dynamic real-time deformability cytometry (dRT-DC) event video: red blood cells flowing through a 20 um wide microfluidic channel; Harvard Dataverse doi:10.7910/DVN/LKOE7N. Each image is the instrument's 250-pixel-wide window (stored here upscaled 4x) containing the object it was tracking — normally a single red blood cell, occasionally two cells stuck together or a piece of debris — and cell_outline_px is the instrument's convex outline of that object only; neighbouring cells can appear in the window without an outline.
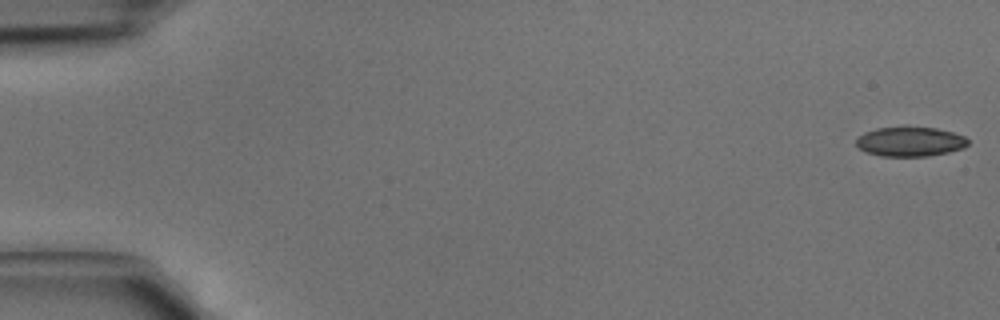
{"species": "common noctule bat (a hibernating species)", "species_latin": "Nyctalus noctula", "temperature_condition": "cold", "stored_images_in_passage": 3, "camera_frame_rate_fps": 3000, "um_per_image_px": 0.085, "animal": {"sex": "male", "body_mass_g": 15.6}, "frame": {"image": 1, "passage_image": 1, "time_ms": 0.0, "image_size_px": [1000, 320], "cell_outline_px": [[968, 144], [964, 148], [948, 152], [928, 156], [880, 156], [868, 152], [860, 148], [856, 144], [856, 140], [864, 132], [876, 128], [904, 124], [908, 124], [936, 128], [952, 132], [964, 136], [968, 140]], "centroid_in_image_um": [77.36, 11.99], "position_along_channel_um": 7.6, "area_um2": 19.83}}